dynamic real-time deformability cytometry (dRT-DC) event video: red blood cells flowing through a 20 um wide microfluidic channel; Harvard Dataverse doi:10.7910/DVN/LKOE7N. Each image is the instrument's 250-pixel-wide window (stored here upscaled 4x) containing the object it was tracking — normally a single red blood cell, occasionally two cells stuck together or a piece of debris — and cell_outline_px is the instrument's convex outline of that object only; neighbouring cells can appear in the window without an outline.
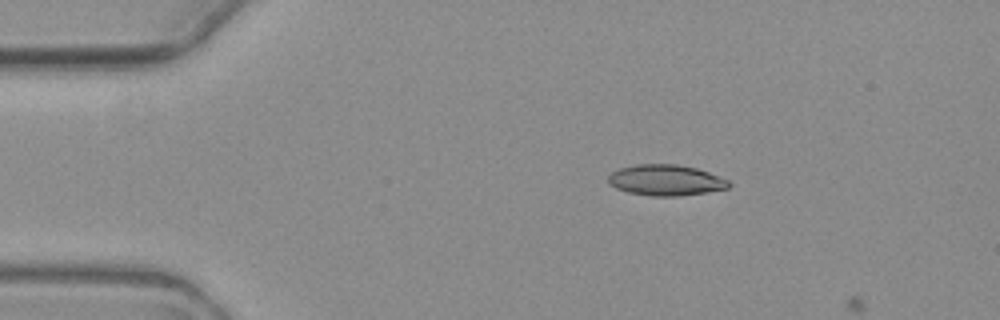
{"species": "common noctule bat (a hibernating species)", "species_latin": "Nyctalus noctula", "temperature_condition": "warm", "stored_images_in_passage": 2, "camera_frame_rate_fps": 3000, "um_per_image_px": 0.085, "animal": {"sex": "female", "body_mass_g": 19.3, "forearm_length_mm": 54.1}, "frame": {"image": 1, "passage_image": 1, "time_ms": 0.0, "image_size_px": [1000, 320], "cell_outline_px": [[732, 184], [728, 188], [680, 196], [652, 196], [628, 192], [616, 188], [608, 184], [608, 176], [612, 172], [620, 168], [636, 164], [676, 164], [696, 168], [708, 172], [728, 180]], "centroid_in_image_um": [56.57, 15.31], "position_along_channel_um": 28.4, "area_um2": 21.62}}